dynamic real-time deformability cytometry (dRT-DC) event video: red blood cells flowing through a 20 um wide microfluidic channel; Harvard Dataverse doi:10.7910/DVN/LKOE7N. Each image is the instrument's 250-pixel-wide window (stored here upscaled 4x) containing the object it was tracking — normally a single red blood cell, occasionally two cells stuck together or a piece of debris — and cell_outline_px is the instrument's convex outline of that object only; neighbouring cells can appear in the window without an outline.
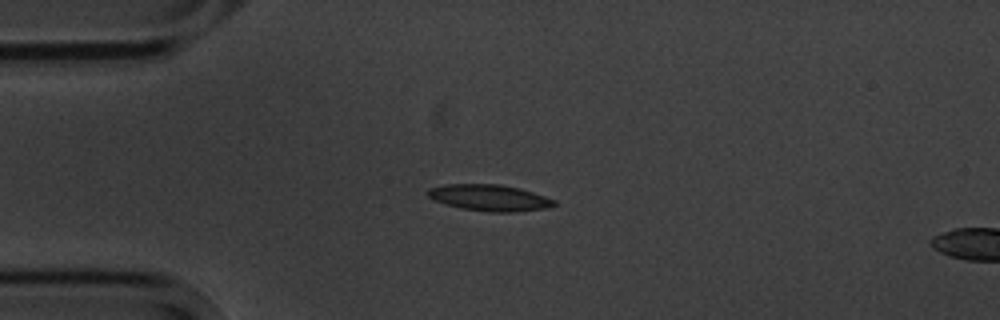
{"species": "common noctule bat (a hibernating species)", "species_latin": "Nyctalus noctula", "temperature_condition": "cold", "stored_images_in_passage": 4, "camera_frame_rate_fps": 3000, "um_per_image_px": 0.085, "animal": {"sex": "male", "body_mass_g": 20.1, "forearm_length_mm": 53.5}, "frame": {"image": 1, "passage_image": 1, "time_ms": 0.0, "image_size_px": [1000, 320], "cell_outline_px": [[556, 204], [544, 208], [512, 212], [492, 212], [460, 208], [444, 204], [428, 196], [424, 192], [428, 188], [444, 184], [500, 184], [520, 188], [556, 200]], "centroid_in_image_um": [41.55, 16.79], "position_along_channel_um": 43.5, "area_um2": 19.36}}
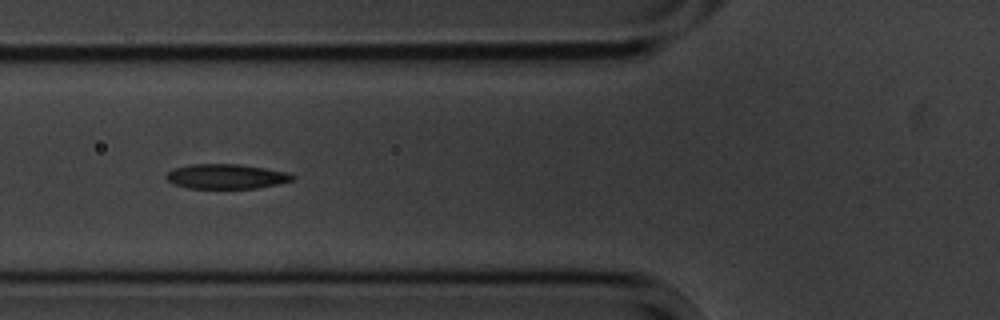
{"frame": {"image": 2, "passage_image": 3, "time_ms": 2.333, "image_size_px": [1000, 320], "cell_outline_px": [[296, 176], [292, 180], [276, 184], [256, 188], [188, 188], [176, 184], [168, 180], [164, 176], [172, 168], [188, 164], [240, 164], [288, 172]], "centroid_in_image_um": [19.21, 14.98], "position_along_channel_um": 106.6, "area_um2": 18.15}}
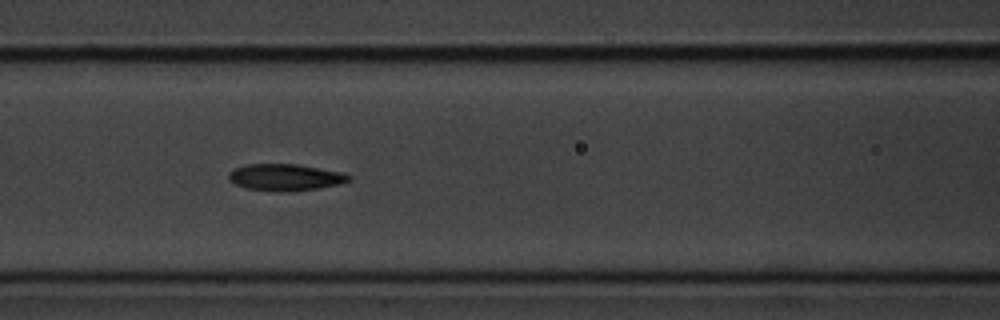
{"frame": {"image": 3, "passage_image": 4, "time_ms": 3.333, "image_size_px": [1000, 320], "cell_outline_px": [[352, 180], [340, 184], [320, 188], [288, 192], [280, 192], [244, 188], [236, 184], [228, 176], [228, 172], [232, 168], [244, 164], [296, 164], [344, 172], [352, 176]], "centroid_in_image_um": [24.27, 15.07], "position_along_channel_um": 142.3, "area_um2": 19.02}}